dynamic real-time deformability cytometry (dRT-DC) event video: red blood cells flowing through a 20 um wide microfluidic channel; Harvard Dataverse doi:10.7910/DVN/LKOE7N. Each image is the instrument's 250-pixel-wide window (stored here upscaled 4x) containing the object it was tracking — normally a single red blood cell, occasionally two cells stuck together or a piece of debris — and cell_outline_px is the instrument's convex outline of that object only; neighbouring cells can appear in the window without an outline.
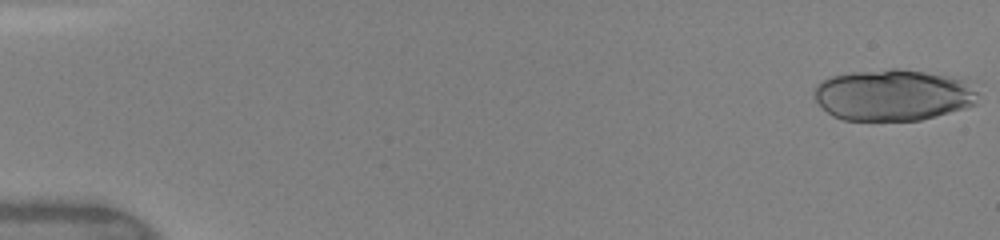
{"species": "human", "species_latin": "Homo sapiens", "temperature_condition": "warm", "stored_images_in_passage": 48, "camera_frame_rate_fps": 3000, "um_per_image_px": 0.085, "donor": {"sex": "female"}, "frame": {"image": 1, "passage_image": 1, "time_ms": 0.0, "image_size_px": [1000, 240], "cell_outline_px": [[976, 104], [968, 108], [920, 120], [844, 120], [832, 116], [812, 96], [812, 88], [816, 84], [832, 76], [852, 72], [892, 68], [896, 68], [924, 72], [964, 80], [976, 92]], "centroid_in_image_um": [75.86, 8.09], "position_along_channel_um": 9.1, "area_um2": 48.9}}
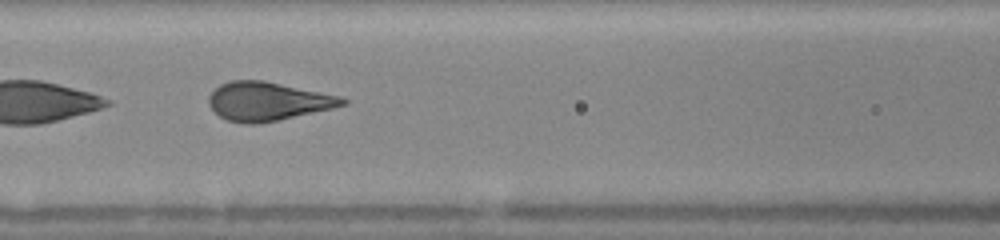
{"frame": {"image": 2, "passage_image": 23, "time_ms": 7.333, "image_size_px": [1000, 240], "cell_outline_px": [[348, 104], [332, 108], [276, 120], [256, 124], [244, 124], [228, 120], [220, 116], [208, 104], [208, 96], [220, 84], [232, 80], [264, 80], [340, 96], [348, 100]], "centroid_in_image_um": [22.74, 8.6], "position_along_channel_um": 143.9, "area_um2": 29.82}, "authors_computed_cell_mechanics": {"area_um2": 31.8189, "velocity_mm_per_s": 4.1377, "shape_relaxation_time_tau1_ms": 4.6904, "shape_relaxation_time_tau2_ms": null, "deformation_change_tau1": 0.2225, "deformation_change_tau2": null}}